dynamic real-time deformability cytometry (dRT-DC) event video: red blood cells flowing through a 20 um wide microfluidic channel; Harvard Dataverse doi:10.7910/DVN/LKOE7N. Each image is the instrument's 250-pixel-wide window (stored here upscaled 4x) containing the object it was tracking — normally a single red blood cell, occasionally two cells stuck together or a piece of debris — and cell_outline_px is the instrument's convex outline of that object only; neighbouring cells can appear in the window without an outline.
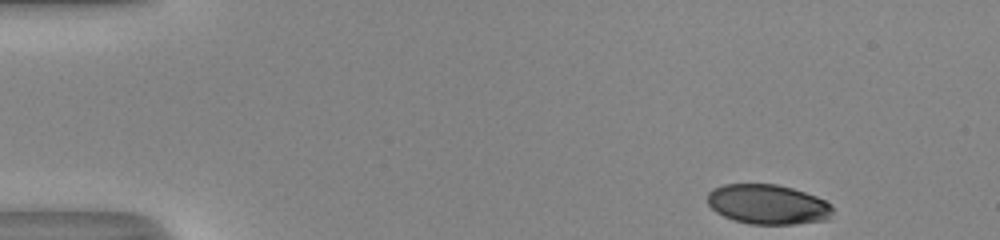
{"species": "human", "species_latin": "Homo sapiens", "temperature_condition": "room temperature", "stored_images_in_passage": 46, "camera_frame_rate_fps": 3000, "um_per_image_px": 0.085, "donor": {"sex": "male"}, "frame": {"image": 1, "passage_image": 1, "time_ms": 0.0, "image_size_px": [1000, 240], "cell_outline_px": [[832, 212], [828, 220], [796, 224], [752, 224], [736, 220], [724, 216], [716, 212], [708, 204], [708, 192], [712, 188], [724, 184], [776, 184], [792, 188], [816, 196], [832, 204]], "centroid_in_image_um": [65.27, 17.37], "position_along_channel_um": 19.7, "area_um2": 29.07}}
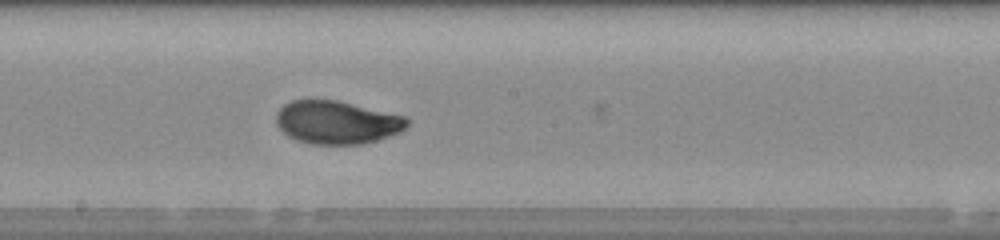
{"frame": {"image": 2, "passage_image": 24, "time_ms": 7.667, "image_size_px": [1000, 240], "cell_outline_px": [[408, 124], [400, 132], [364, 144], [312, 144], [296, 140], [288, 136], [276, 124], [276, 112], [284, 104], [292, 100], [336, 100], [404, 116], [408, 120]], "centroid_in_image_um": [28.6, 10.4], "position_along_channel_um": 219.6, "area_um2": 32.66}}
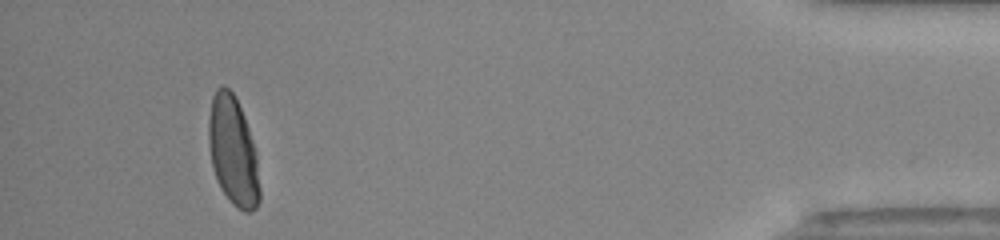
{"frame": {"image": 3, "passage_image": 43, "time_ms": 14.0, "image_size_px": [1000, 240], "cell_outline_px": [[260, 200], [256, 208], [252, 212], [244, 212], [232, 204], [228, 200], [220, 188], [212, 168], [208, 144], [208, 120], [212, 96], [216, 88], [220, 84], [224, 84], [232, 92], [244, 116], [256, 152], [260, 188]], "centroid_in_image_um": [19.79, 12.87], "position_along_channel_um": 415.4, "area_um2": 32.77}, "authors_computed_cell_mechanics": {"area_um2": 32.4258, "velocity_mm_per_s": 4.1066, "shape_relaxation_time_tau1_ms": 3.562, "shape_relaxation_time_tau2_ms": null, "deformation_change_tau1": 0.1661, "deformation_change_tau2": null}}